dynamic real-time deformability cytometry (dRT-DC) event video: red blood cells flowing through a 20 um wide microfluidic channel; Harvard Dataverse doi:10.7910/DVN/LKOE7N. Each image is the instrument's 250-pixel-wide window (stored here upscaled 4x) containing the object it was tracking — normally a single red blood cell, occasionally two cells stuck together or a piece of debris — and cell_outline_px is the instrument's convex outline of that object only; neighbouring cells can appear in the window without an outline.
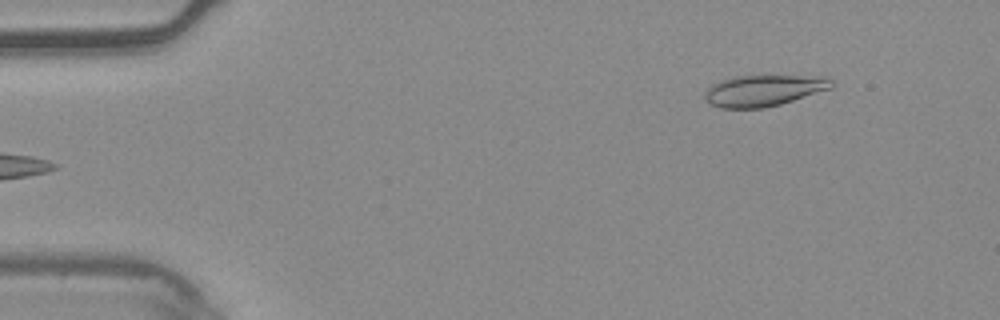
{"species": "common noctule bat (a hibernating species)", "species_latin": "Nyctalus noctula", "temperature_condition": "warm", "stored_images_in_passage": 5, "camera_frame_rate_fps": 3000, "um_per_image_px": 0.085, "animal": {"sex": "male", "body_mass_g": 20.4}, "frame": {"image": 1, "passage_image": 5, "time_ms": 1.333, "image_size_px": [1000, 320], "cell_outline_px": [[832, 88], [780, 104], [764, 108], [720, 108], [708, 104], [704, 96], [704, 92], [712, 84], [720, 80], [736, 76], [828, 76], [832, 80]], "centroid_in_image_um": [64.88, 7.69], "position_along_channel_um": 20.1, "area_um2": 23.12}}